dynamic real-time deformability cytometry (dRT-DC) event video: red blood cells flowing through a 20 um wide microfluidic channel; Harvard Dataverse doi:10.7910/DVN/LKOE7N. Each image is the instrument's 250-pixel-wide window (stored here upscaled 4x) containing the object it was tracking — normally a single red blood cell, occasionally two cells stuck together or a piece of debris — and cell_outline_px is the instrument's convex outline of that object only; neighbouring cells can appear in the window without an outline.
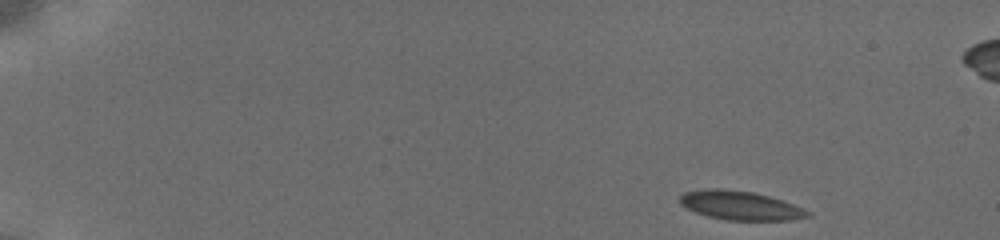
{"species": "common noctule bat (a hibernating species)", "species_latin": "Nyctalus noctula", "temperature_condition": "cold", "stored_images_in_passage": 44, "segment_of_instrument_passage": [1, 2], "camera_frame_rate_fps": 3000, "um_per_image_px": 0.085, "animal": {"sex": "female", "body_mass_g": 19.5, "forearm_length_mm": 54.1}, "frame": {"image": 1, "passage_image": 1, "time_ms": 0.0, "image_size_px": [1000, 240], "cell_outline_px": [[812, 216], [788, 220], [728, 220], [708, 216], [696, 212], [680, 204], [680, 196], [684, 192], [708, 188], [720, 188], [752, 192], [768, 196], [804, 208], [812, 212]], "centroid_in_image_um": [62.94, 17.46], "position_along_channel_um": 22.1, "area_um2": 21.39}}
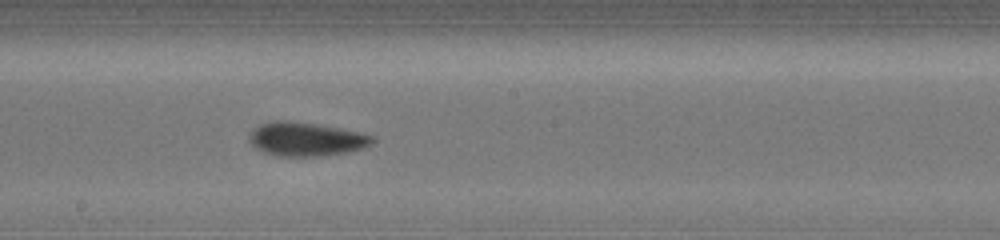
{"frame": {"image": 2, "passage_image": 27, "time_ms": 8.667, "image_size_px": [1000, 240], "cell_outline_px": [[372, 144], [364, 148], [348, 152], [320, 156], [276, 156], [264, 152], [256, 148], [248, 140], [248, 136], [252, 128], [260, 124], [276, 120], [288, 120], [316, 124], [356, 132], [372, 136]], "centroid_in_image_um": [25.94, 11.83], "position_along_channel_um": 222.3, "area_um2": 24.1}}
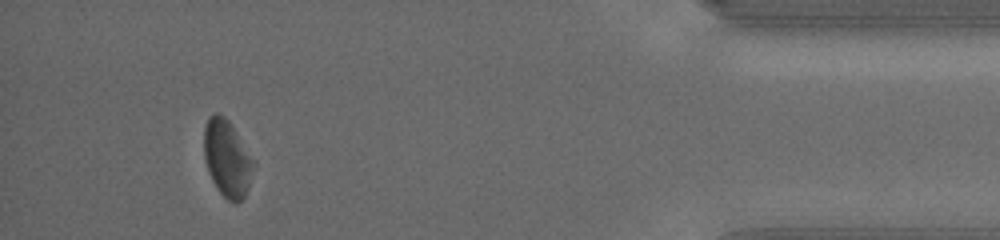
{"frame": {"image": 3, "passage_image": 39, "time_ms": 15.0, "image_size_px": [1000, 240], "cell_outline_px": [[252, 164], [244, 196], [236, 204], [232, 204], [216, 188], [208, 172], [204, 156], [204, 128], [208, 116], [216, 112], [224, 116], [228, 120]], "centroid_in_image_um": [19.19, 13.46], "position_along_channel_um": 416.0, "area_um2": 20.92}}